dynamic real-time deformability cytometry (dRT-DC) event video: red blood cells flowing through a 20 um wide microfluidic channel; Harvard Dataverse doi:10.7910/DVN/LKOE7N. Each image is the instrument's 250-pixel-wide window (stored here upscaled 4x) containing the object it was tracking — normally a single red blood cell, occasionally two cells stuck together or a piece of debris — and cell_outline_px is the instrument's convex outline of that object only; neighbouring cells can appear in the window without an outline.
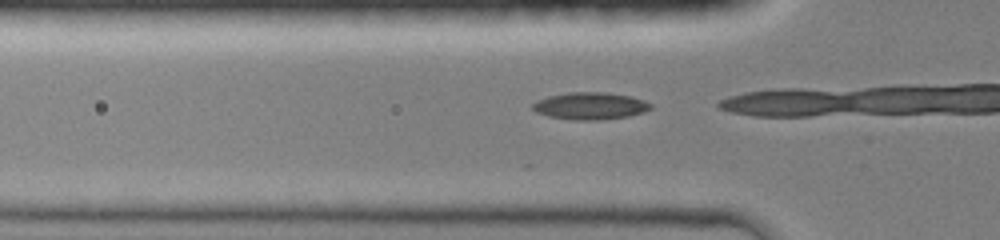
{"species": "common noctule bat (a hibernating species)", "species_latin": "Nyctalus noctula", "temperature_condition": "room temperature", "stored_images_in_passage": 14, "camera_frame_rate_fps": 3000, "um_per_image_px": 0.085, "animal": {"sex": "female", "body_mass_g": 19.0, "forearm_length_mm": 51.5}, "frame": {"image": 1, "passage_image": 13, "time_ms": 3.333, "image_size_px": [1000, 240], "cell_outline_px": [[652, 108], [644, 112], [628, 116], [600, 120], [572, 120], [548, 116], [536, 112], [532, 108], [532, 104], [536, 100], [548, 96], [568, 92], [604, 92], [632, 96], [644, 100], [652, 104]], "centroid_in_image_um": [50.17, 9.0], "position_along_channel_um": 75.6, "area_um2": 18.84}}